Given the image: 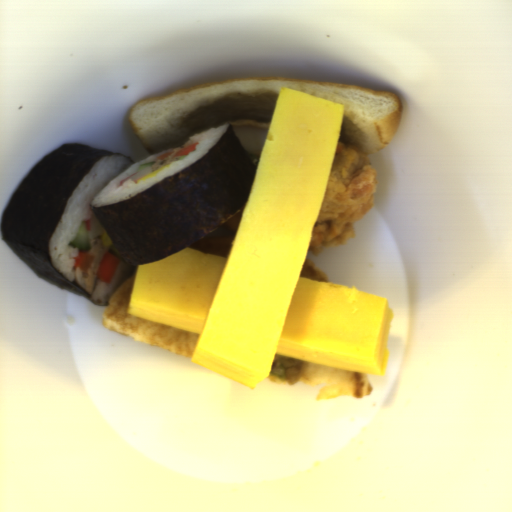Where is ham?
Returning a JSON list of instances; mask_svg holds the SVG:
<instances>
[{"label": "ham", "mask_w": 512, "mask_h": 512, "mask_svg": "<svg viewBox=\"0 0 512 512\" xmlns=\"http://www.w3.org/2000/svg\"><path fill=\"white\" fill-rule=\"evenodd\" d=\"M88 240L91 247L86 251L93 256V259L89 265L88 271H86V289L88 293L91 294L94 292L100 281L97 273L105 252L109 253V245H104L101 235L97 238H88Z\"/></svg>", "instance_id": "1"}, {"label": "ham", "mask_w": 512, "mask_h": 512, "mask_svg": "<svg viewBox=\"0 0 512 512\" xmlns=\"http://www.w3.org/2000/svg\"><path fill=\"white\" fill-rule=\"evenodd\" d=\"M183 148H175L173 151H171V154L169 157H166L165 159H156L154 160L152 166H151V173L157 170L158 168L170 165L171 163L180 160V157L182 156H175L178 151H180Z\"/></svg>", "instance_id": "2"}]
</instances>
